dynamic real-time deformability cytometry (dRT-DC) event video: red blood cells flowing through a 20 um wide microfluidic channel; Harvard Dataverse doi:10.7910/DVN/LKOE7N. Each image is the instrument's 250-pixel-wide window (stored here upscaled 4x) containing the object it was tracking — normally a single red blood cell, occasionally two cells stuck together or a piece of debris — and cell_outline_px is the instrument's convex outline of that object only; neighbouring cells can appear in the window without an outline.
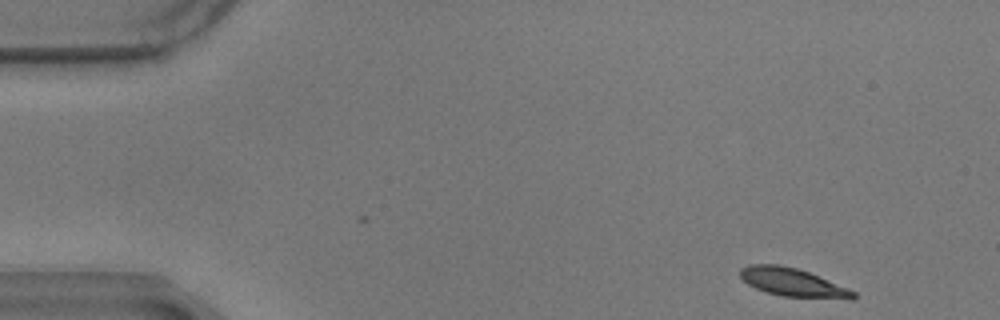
{"species": "common noctule bat (a hibernating species)", "species_latin": "Nyctalus noctula", "temperature_condition": "warm", "stored_images_in_passage": 54, "camera_frame_rate_fps": 3000, "um_per_image_px": 0.085, "animal": {"sex": "male", "body_mass_g": 17.9}, "frame": {"image": 1, "passage_image": 1, "time_ms": 0.0, "image_size_px": [1000, 320], "cell_outline_px": [[856, 296], [852, 300], [780, 296], [756, 288], [748, 284], [740, 276], [740, 268], [748, 264], [780, 264], [796, 268], [808, 272], [848, 288], [856, 292]], "centroid_in_image_um": [67.4, 24.01], "position_along_channel_um": 17.6, "area_um2": 18.73}}
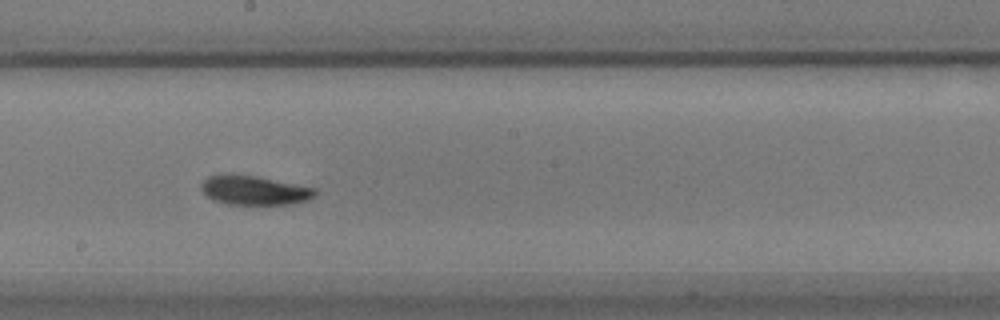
{"frame": {"image": 2, "passage_image": 28, "time_ms": 9.0, "image_size_px": [1000, 320], "cell_outline_px": [[316, 196], [308, 200], [292, 204], [228, 204], [212, 200], [200, 188], [200, 184], [208, 176], [256, 176], [316, 188]], "centroid_in_image_um": [21.66, 16.2], "position_along_channel_um": 226.5, "area_um2": 18.96}}
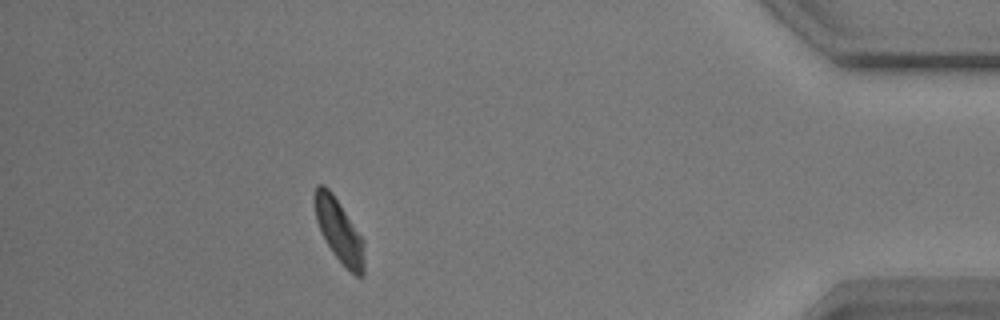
{"frame": {"image": 3, "passage_image": 48, "time_ms": 15.667, "image_size_px": [1000, 320], "cell_outline_px": [[364, 276], [356, 276], [332, 252], [316, 220], [316, 184], [324, 184], [332, 192], [364, 240]], "centroid_in_image_um": [28.86, 19.62], "position_along_channel_um": 406.3, "area_um2": 17.57}, "authors_computed_cell_mechanics": {"area_um2": 18.9584, "velocity_mm_per_s": 3.4374, "shape_relaxation_time_tau1_ms": 3.486, "shape_relaxation_time_tau2_ms": 4.7798, "deformation_change_tau1": 0.1101, "deformation_change_tau2": 0.0857}}